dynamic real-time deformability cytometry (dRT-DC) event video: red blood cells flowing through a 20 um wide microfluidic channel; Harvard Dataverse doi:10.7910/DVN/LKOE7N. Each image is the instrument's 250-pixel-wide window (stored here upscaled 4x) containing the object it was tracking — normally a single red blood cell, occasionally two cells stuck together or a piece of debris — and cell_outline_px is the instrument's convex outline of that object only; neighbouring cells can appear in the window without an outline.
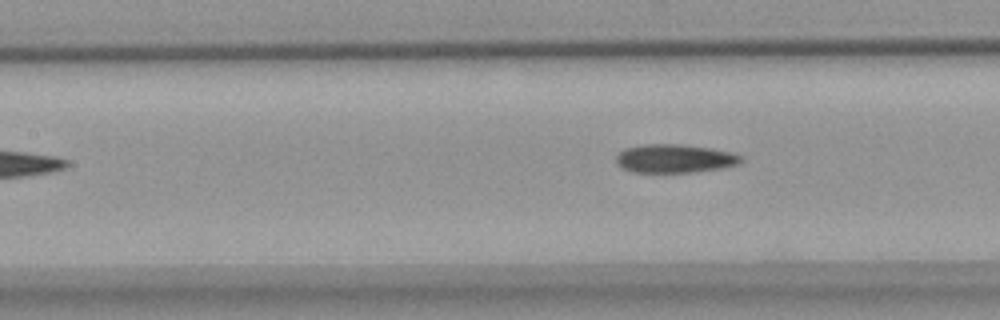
{"species": "common noctule bat (a hibernating species)", "species_latin": "Nyctalus noctula", "temperature_condition": "warm", "stored_images_in_passage": 4, "camera_frame_rate_fps": 3000, "um_per_image_px": 0.085, "animal": {"sex": "female", "body_mass_g": 18.4}, "frame": {"image": 1, "passage_image": 4, "time_ms": 3.667, "image_size_px": [1000, 320], "cell_outline_px": [[744, 160], [736, 164], [724, 168], [692, 172], [632, 172], [616, 164], [616, 156], [624, 148], [644, 144], [680, 144], [712, 148], [732, 152], [744, 156]], "centroid_in_image_um": [57.37, 13.47], "position_along_channel_um": 150.0, "area_um2": 20.92}}